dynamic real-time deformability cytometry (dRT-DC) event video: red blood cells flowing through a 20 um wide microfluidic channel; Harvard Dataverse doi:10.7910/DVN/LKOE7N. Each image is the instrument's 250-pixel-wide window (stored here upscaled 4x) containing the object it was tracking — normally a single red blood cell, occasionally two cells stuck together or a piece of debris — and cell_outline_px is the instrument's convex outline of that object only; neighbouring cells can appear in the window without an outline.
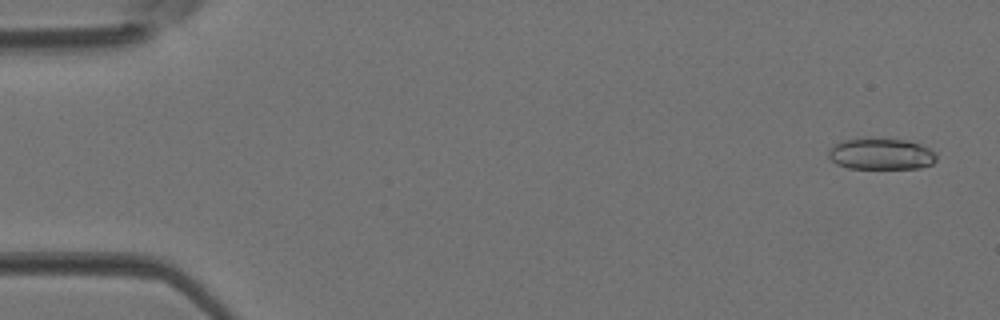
{"species": "Egyptian fruit bat (a non-hibernating species)", "species_latin": "Rousettus aegyptiacus", "temperature_condition": "room temperature", "stored_images_in_passage": 42, "camera_frame_rate_fps": 3000, "um_per_image_px": 0.085, "animal": {"sex": "female"}, "frame": {"image": 1, "passage_image": 2, "time_ms": 0.333, "image_size_px": [1000, 320], "cell_outline_px": [[936, 160], [932, 164], [920, 168], [848, 168], [836, 164], [828, 156], [828, 152], [836, 144], [844, 140], [872, 136], [908, 140], [920, 144], [936, 152]], "centroid_in_image_um": [74.91, 13.06], "position_along_channel_um": 10.1, "area_um2": 20.11}}
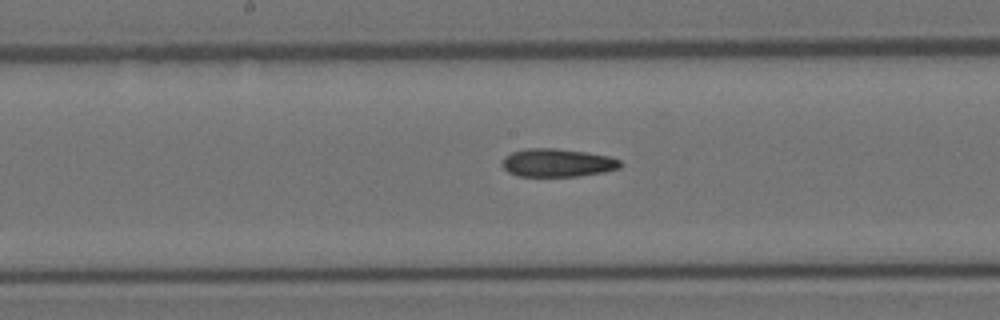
{"frame": {"image": 2, "passage_image": 22, "time_ms": 7.0, "image_size_px": [1000, 320], "cell_outline_px": [[624, 164], [620, 168], [604, 172], [576, 176], [516, 176], [508, 172], [500, 164], [504, 156], [512, 152], [524, 148], [556, 148], [584, 152], [608, 156], [620, 160]], "centroid_in_image_um": [47.35, 13.83], "position_along_channel_um": 200.9, "area_um2": 19.54}}
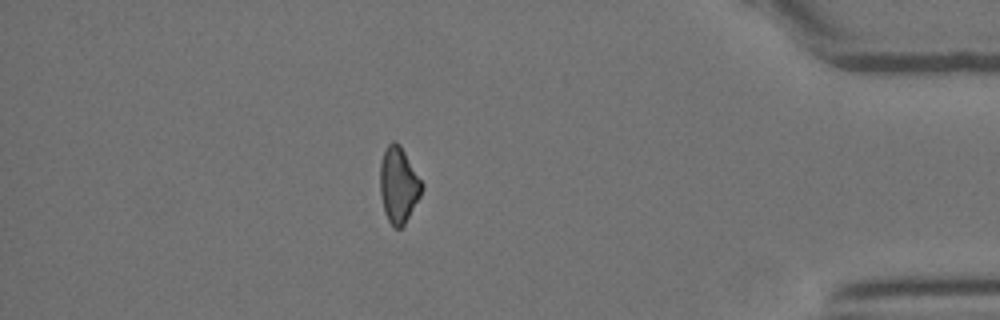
{"frame": {"image": 3, "passage_image": 37, "time_ms": 12.0, "image_size_px": [1000, 320], "cell_outline_px": [[424, 188], [420, 196], [404, 224], [400, 228], [392, 228], [384, 212], [380, 196], [380, 164], [384, 148], [392, 140], [396, 140], [400, 144], [424, 184]], "centroid_in_image_um": [33.86, 15.69], "position_along_channel_um": 401.3, "area_um2": 18.73}}